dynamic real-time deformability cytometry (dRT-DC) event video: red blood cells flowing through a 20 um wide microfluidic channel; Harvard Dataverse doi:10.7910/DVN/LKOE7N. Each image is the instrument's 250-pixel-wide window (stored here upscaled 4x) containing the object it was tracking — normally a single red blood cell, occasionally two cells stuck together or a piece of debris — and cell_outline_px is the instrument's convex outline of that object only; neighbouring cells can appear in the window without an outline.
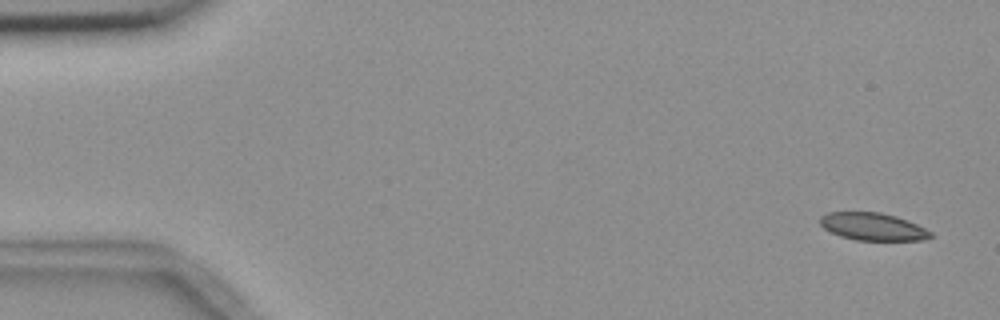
{"species": "common noctule bat (a hibernating species)", "species_latin": "Nyctalus noctula", "temperature_condition": "room temperature", "stored_images_in_passage": 4, "camera_frame_rate_fps": 3000, "um_per_image_px": 0.085, "animal": {"sex": "female", "body_mass_g": 18.4}, "frame": {"image": 1, "passage_image": 1, "time_ms": 0.0, "image_size_px": [1000, 320], "cell_outline_px": [[932, 236], [920, 240], [856, 240], [840, 236], [824, 228], [820, 224], [820, 216], [828, 212], [880, 212], [896, 216], [908, 220], [932, 232]], "centroid_in_image_um": [74.17, 19.25], "position_along_channel_um": 10.8, "area_um2": 17.63}}
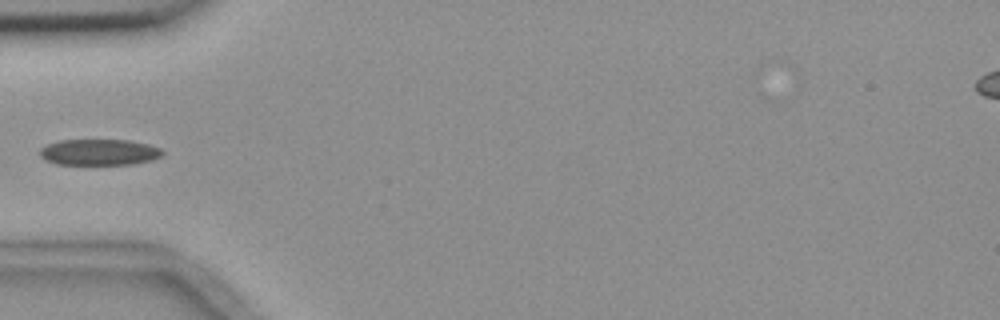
{"frame": {"image": 2, "passage_image": 4, "time_ms": 5.333, "image_size_px": [1000, 320], "cell_outline_px": [[164, 156], [152, 160], [132, 164], [56, 164], [44, 160], [40, 156], [40, 148], [48, 144], [60, 140], [128, 140], [148, 144], [160, 148], [164, 152]], "centroid_in_image_um": [8.45, 12.94], "position_along_channel_um": 76.6, "area_um2": 18.73}}